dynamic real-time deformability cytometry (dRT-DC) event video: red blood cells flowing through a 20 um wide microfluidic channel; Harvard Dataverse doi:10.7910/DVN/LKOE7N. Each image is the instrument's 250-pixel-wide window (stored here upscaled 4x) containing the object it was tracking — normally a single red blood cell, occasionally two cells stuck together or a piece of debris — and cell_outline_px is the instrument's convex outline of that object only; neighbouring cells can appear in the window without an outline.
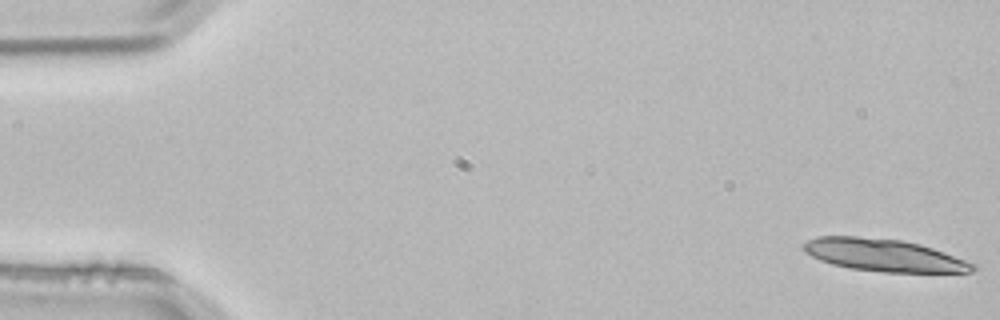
{"species": "common noctule bat (a hibernating species)", "species_latin": "Nyctalus noctula", "temperature_condition": "room temperature", "stored_images_in_passage": 4, "camera_frame_rate_fps": 3000, "um_per_image_px": 0.085, "animal": {"sex": "male", "body_mass_g": 21.5, "forearm_length_mm": 52.0}, "frame": {"image": 1, "passage_image": 1, "time_ms": 0.0, "image_size_px": [1000, 320], "cell_outline_px": [[976, 268], [972, 272], [884, 272], [848, 268], [832, 264], [820, 260], [804, 252], [800, 244], [816, 236], [856, 236], [900, 240], [920, 244], [932, 248], [976, 264]], "centroid_in_image_um": [75.07, 21.69], "position_along_channel_um": 9.9, "area_um2": 31.91}}